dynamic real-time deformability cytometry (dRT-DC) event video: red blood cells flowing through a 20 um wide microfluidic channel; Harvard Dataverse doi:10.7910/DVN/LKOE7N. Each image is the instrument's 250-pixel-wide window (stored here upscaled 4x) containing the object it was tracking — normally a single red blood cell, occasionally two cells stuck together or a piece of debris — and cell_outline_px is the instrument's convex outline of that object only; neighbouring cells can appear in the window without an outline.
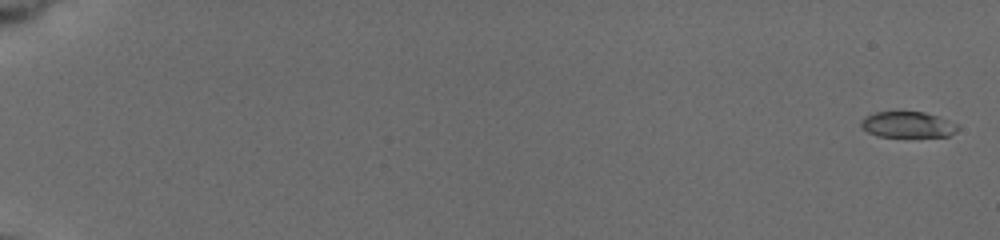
{"species": "common noctule bat (a hibernating species)", "species_latin": "Nyctalus noctula", "temperature_condition": "cold", "stored_images_in_passage": 49, "segment_of_instrument_passage": [1, 2], "camera_frame_rate_fps": 3000, "um_per_image_px": 0.085, "animal": {"sex": "female", "body_mass_g": 19.5, "forearm_length_mm": 54.1}, "frame": {"image": 1, "passage_image": 3, "time_ms": 0.333, "image_size_px": [1000, 240], "cell_outline_px": [[960, 128], [956, 132], [948, 136], [876, 136], [868, 132], [860, 124], [860, 120], [864, 116], [876, 112], [924, 112], [948, 120], [956, 124]], "centroid_in_image_um": [77.14, 10.59], "position_along_channel_um": 7.9, "area_um2": 14.45}}
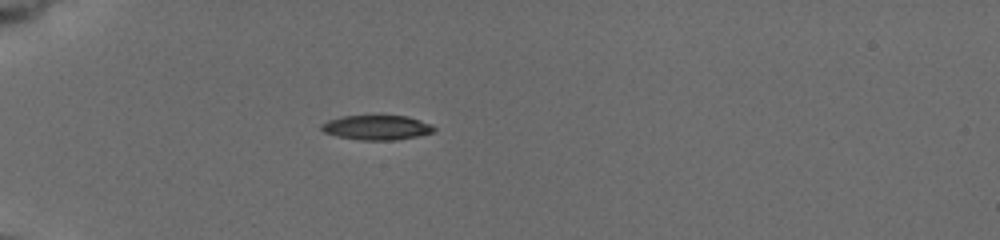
{"frame": {"image": 2, "passage_image": 30, "time_ms": 6.333, "image_size_px": [1000, 240], "cell_outline_px": [[436, 128], [432, 132], [416, 136], [392, 140], [360, 140], [336, 136], [324, 132], [320, 128], [320, 124], [328, 120], [340, 116], [408, 116], [420, 120]], "centroid_in_image_um": [31.95, 10.84], "position_along_channel_um": 53.0, "area_um2": 16.01}}
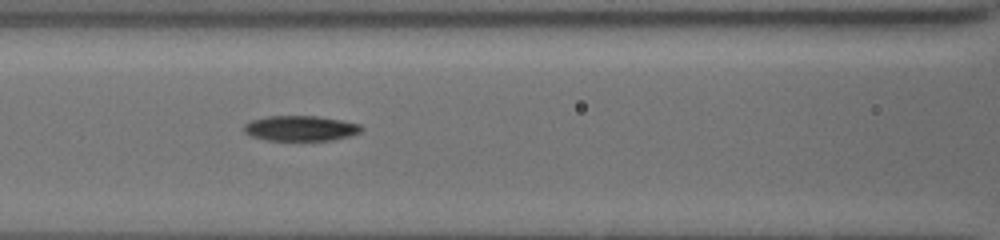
{"frame": {"image": 3, "passage_image": 45, "time_ms": 9.333, "image_size_px": [1000, 240], "cell_outline_px": [[364, 128], [360, 132], [348, 136], [332, 140], [264, 140], [252, 136], [244, 132], [244, 124], [252, 120], [268, 116], [316, 116], [340, 120], [360, 124]], "centroid_in_image_um": [25.54, 10.9], "position_along_channel_um": 141.1, "area_um2": 17.17}}